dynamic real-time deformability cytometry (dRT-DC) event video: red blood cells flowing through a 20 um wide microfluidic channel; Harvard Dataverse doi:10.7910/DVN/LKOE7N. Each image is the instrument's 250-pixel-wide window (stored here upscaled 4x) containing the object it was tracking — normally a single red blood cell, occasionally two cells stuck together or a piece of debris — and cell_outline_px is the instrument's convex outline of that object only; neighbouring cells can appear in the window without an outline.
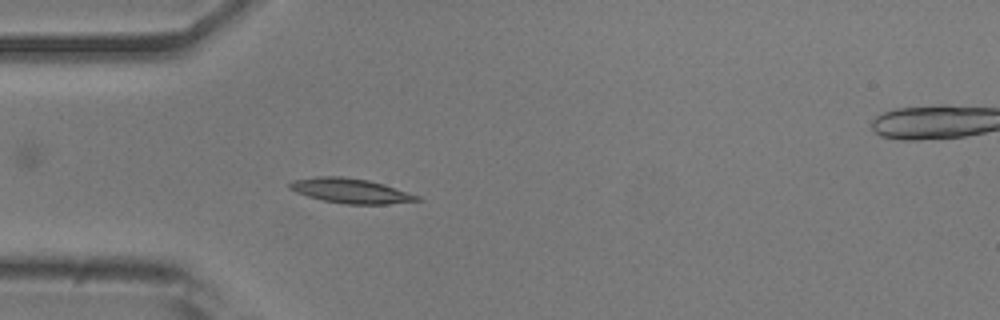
{"species": "common noctule bat (a hibernating species)", "species_latin": "Nyctalus noctula", "temperature_condition": "room temperature", "stored_images_in_passage": 49, "segment_of_instrument_passage": [1, 2], "camera_frame_rate_fps": 3000, "um_per_image_px": 0.085, "animal": {"sex": "male", "body_mass_g": 20.5, "forearm_length_mm": 52.5}, "frame": {"image": 1, "passage_image": 11, "time_ms": 3.333, "image_size_px": [1000, 320], "cell_outline_px": [[424, 200], [388, 204], [344, 204], [324, 200], [308, 196], [296, 192], [288, 188], [288, 184], [292, 180], [316, 176], [340, 176], [368, 180], [384, 184], [420, 196]], "centroid_in_image_um": [29.81, 16.21], "position_along_channel_um": 55.2, "area_um2": 18.44}}
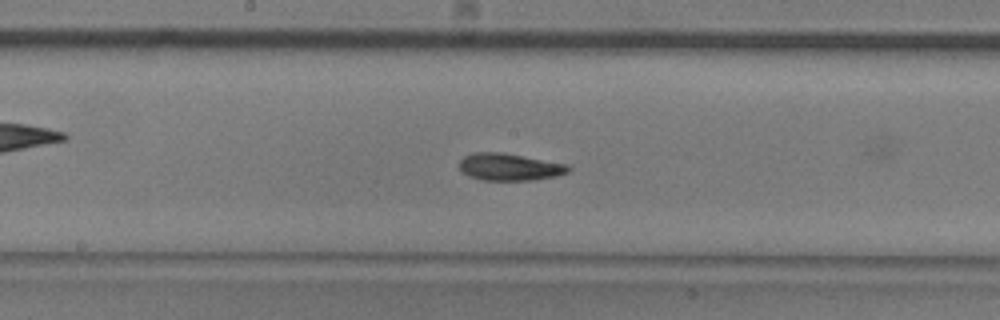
{"frame": {"image": 2, "passage_image": 23, "time_ms": 7.333, "image_size_px": [1000, 320], "cell_outline_px": [[572, 168], [568, 172], [556, 176], [532, 180], [480, 180], [468, 176], [460, 172], [460, 160], [464, 156], [472, 152], [500, 152], [568, 164]], "centroid_in_image_um": [43.28, 14.19], "position_along_channel_um": 204.9, "area_um2": 17.34}}
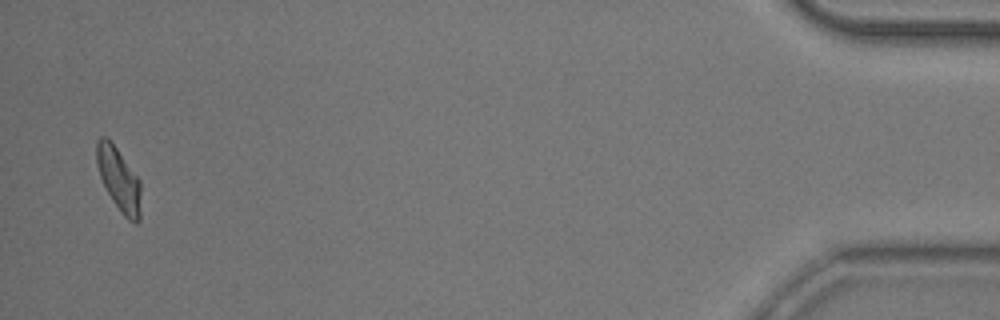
{"frame": {"image": 3, "passage_image": 47, "time_ms": 15.333, "image_size_px": [1000, 320], "cell_outline_px": [[140, 220], [136, 224], [128, 220], [120, 212], [112, 200], [100, 176], [96, 164], [96, 140], [100, 136], [104, 136], [116, 148], [140, 180]], "centroid_in_image_um": [10.1, 15.27], "position_along_channel_um": 425.1, "area_um2": 16.18}}